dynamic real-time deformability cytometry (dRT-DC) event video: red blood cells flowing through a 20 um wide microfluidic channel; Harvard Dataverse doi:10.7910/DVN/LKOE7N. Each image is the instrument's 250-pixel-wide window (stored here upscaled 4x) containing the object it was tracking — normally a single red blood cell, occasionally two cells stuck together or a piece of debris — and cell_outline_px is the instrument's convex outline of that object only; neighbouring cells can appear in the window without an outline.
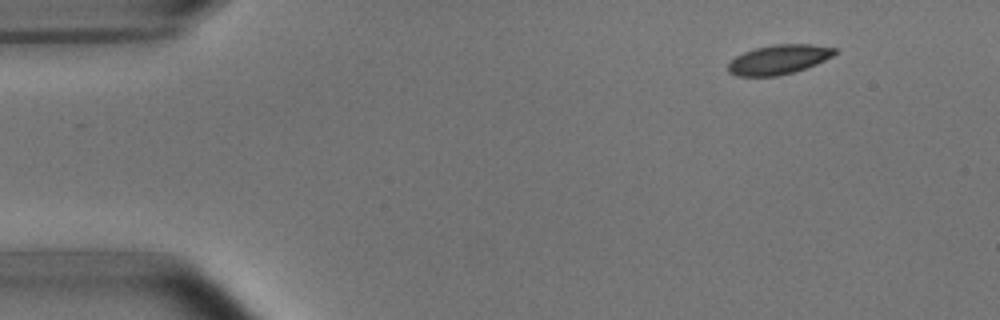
{"species": "common noctule bat (a hibernating species)", "species_latin": "Nyctalus noctula", "temperature_condition": "room temperature", "stored_images_in_passage": 4, "camera_frame_rate_fps": 3000, "um_per_image_px": 0.085, "animal": {"sex": "male", "body_mass_g": 15.6}, "frame": {"image": 1, "passage_image": 1, "time_ms": 0.0, "image_size_px": [1000, 320], "cell_outline_px": [[840, 52], [816, 64], [796, 72], [776, 76], [736, 76], [728, 72], [728, 64], [736, 56], [744, 52], [756, 48], [776, 44], [812, 44], [836, 48]], "centroid_in_image_um": [66.22, 5.06], "position_along_channel_um": 18.8, "area_um2": 18.38}}
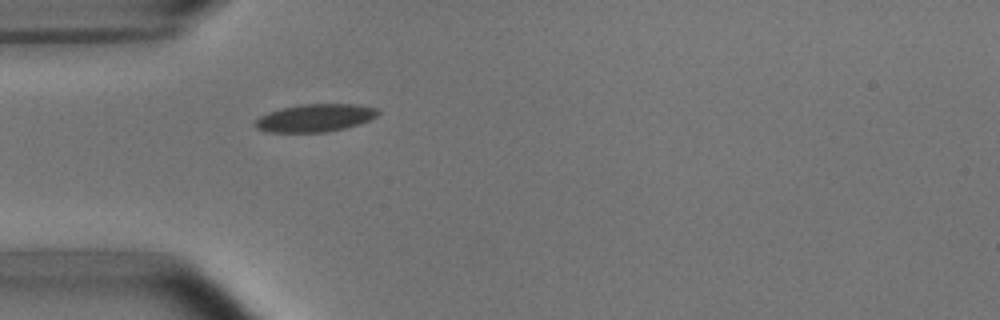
{"frame": {"image": 2, "passage_image": 4, "time_ms": 3.333, "image_size_px": [1000, 320], "cell_outline_px": [[380, 112], [376, 116], [368, 120], [344, 128], [328, 132], [268, 132], [256, 128], [252, 124], [260, 116], [268, 112], [300, 104], [356, 104], [376, 108]], "centroid_in_image_um": [26.75, 10.02], "position_along_channel_um": 58.3, "area_um2": 19.71}}